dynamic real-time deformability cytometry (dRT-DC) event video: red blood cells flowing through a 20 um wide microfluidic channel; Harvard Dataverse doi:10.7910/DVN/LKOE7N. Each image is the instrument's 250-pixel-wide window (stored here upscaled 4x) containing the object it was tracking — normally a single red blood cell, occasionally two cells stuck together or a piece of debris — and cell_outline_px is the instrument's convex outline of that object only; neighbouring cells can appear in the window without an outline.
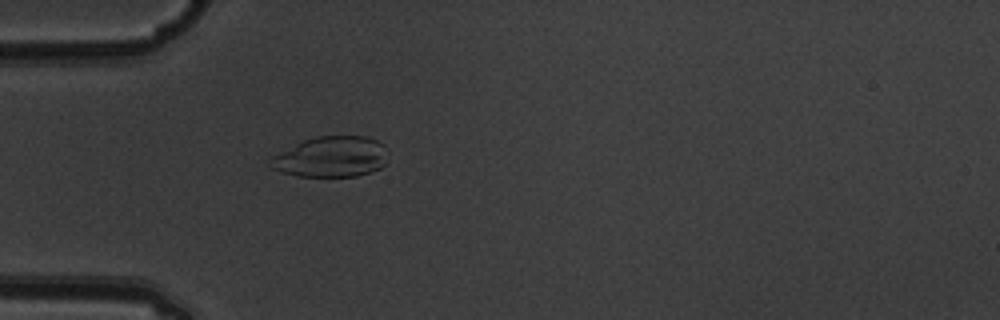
{"species": "common noctule bat (a hibernating species)", "species_latin": "Nyctalus noctula", "temperature_condition": "warm", "stored_images_in_passage": 1, "camera_frame_rate_fps": 3000, "um_per_image_px": 0.085, "animal": {"sex": "male", "body_mass_g": 19.5, "forearm_length_mm": 54.6}, "frame": {"image": 1, "passage_image": 1, "time_ms": 0.0, "image_size_px": [1000, 320], "cell_outline_px": [[388, 152], [384, 164], [380, 168], [356, 176], [296, 176], [280, 172], [272, 168], [268, 164], [268, 160], [272, 156], [304, 140], [316, 136], [368, 136], [384, 144]], "centroid_in_image_um": [28.14, 13.33], "position_along_channel_um": 56.9, "area_um2": 27.92}}